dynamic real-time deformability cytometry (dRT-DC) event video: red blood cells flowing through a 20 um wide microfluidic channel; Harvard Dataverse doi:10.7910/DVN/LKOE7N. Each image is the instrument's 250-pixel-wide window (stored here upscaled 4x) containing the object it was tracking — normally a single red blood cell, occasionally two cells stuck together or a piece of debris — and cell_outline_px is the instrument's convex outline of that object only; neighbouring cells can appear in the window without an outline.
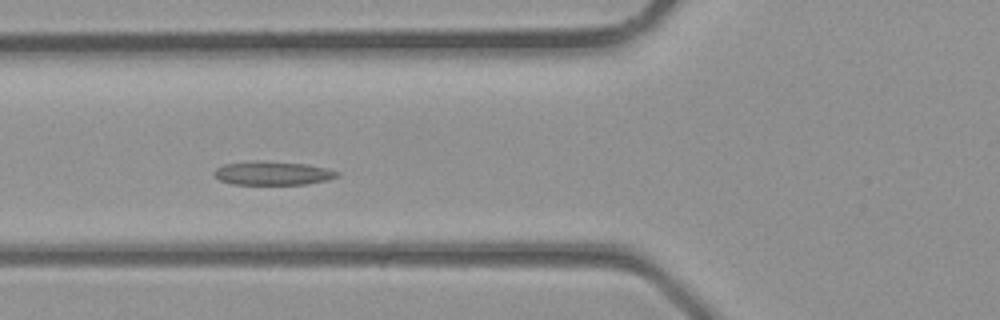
{"species": "common noctule bat (a hibernating species)", "species_latin": "Nyctalus noctula", "temperature_condition": "room temperature", "stored_images_in_passage": 37, "camera_frame_rate_fps": 3000, "um_per_image_px": 0.085, "animal": {"sex": "male", "body_mass_g": 23.1, "forearm_length_mm": 52.7}, "frame": {"image": 1, "passage_image": 12, "time_ms": 3.667, "image_size_px": [1000, 320], "cell_outline_px": [[340, 176], [328, 180], [304, 184], [232, 184], [220, 180], [212, 172], [216, 168], [224, 164], [256, 160], [264, 160], [304, 164], [328, 168], [340, 172]], "centroid_in_image_um": [23.19, 14.71], "position_along_channel_um": 102.6, "area_um2": 17.11}}
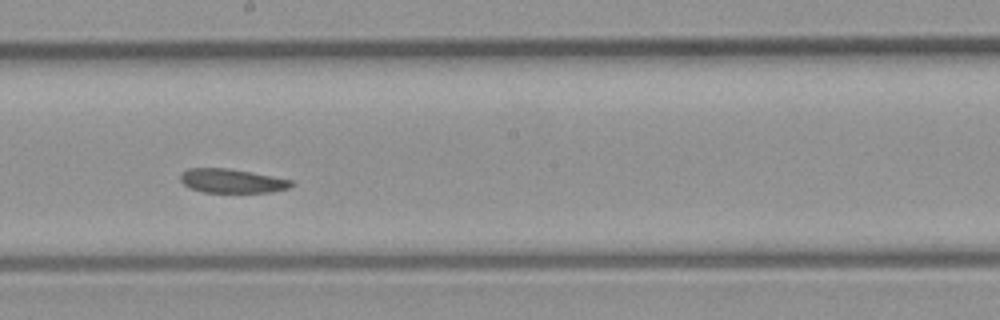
{"frame": {"image": 2, "passage_image": 19, "time_ms": 6.0, "image_size_px": [1000, 320], "cell_outline_px": [[292, 184], [288, 188], [272, 192], [204, 192], [192, 188], [184, 184], [180, 180], [180, 176], [188, 168], [228, 168], [252, 172], [292, 180]], "centroid_in_image_um": [19.71, 15.37], "position_along_channel_um": 228.5, "area_um2": 15.32}}
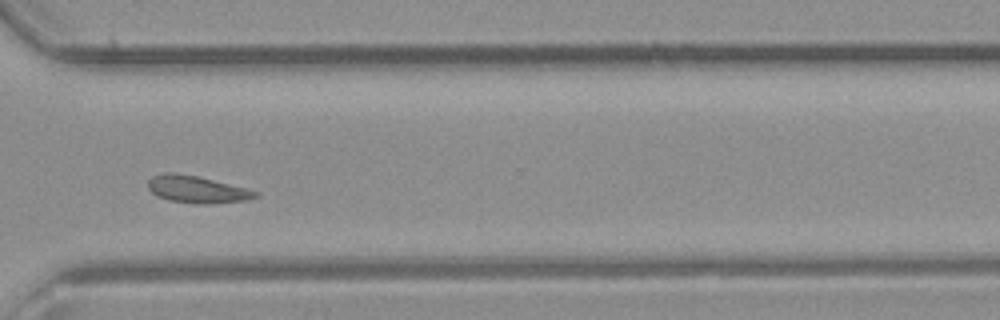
{"frame": {"image": 3, "passage_image": 26, "time_ms": 8.333, "image_size_px": [1000, 320], "cell_outline_px": [[260, 192], [256, 196], [248, 200], [208, 204], [200, 204], [168, 200], [152, 192], [148, 188], [148, 180], [152, 176], [168, 172], [172, 172], [196, 176]], "centroid_in_image_um": [16.72, 16.1], "position_along_channel_um": 353.9, "area_um2": 16.59}}